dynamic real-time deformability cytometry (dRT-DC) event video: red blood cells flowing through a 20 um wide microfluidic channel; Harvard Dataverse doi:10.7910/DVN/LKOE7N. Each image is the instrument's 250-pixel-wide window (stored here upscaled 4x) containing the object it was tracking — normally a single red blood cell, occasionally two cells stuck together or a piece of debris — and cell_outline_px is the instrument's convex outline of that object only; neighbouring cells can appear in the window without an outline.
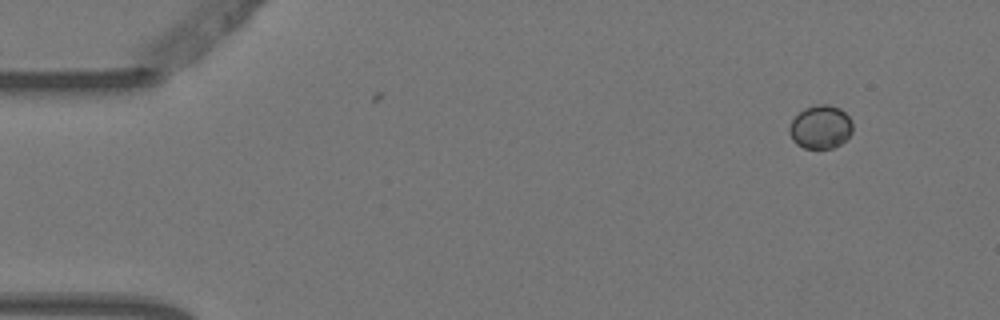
{"species": "Egyptian fruit bat (a non-hibernating species)", "species_latin": "Rousettus aegyptiacus", "temperature_condition": "warm", "stored_images_in_passage": 4, "camera_frame_rate_fps": 3000, "um_per_image_px": 0.085, "animal": {"sex": "female"}, "frame": {"image": 1, "passage_image": 1, "time_ms": 0.0, "image_size_px": [1000, 320], "cell_outline_px": [[852, 132], [840, 144], [832, 148], [804, 148], [796, 144], [792, 140], [788, 128], [792, 120], [804, 108], [816, 104], [828, 104], [840, 108], [852, 120]], "centroid_in_image_um": [69.74, 10.79], "position_along_channel_um": 15.3, "area_um2": 16.01}}
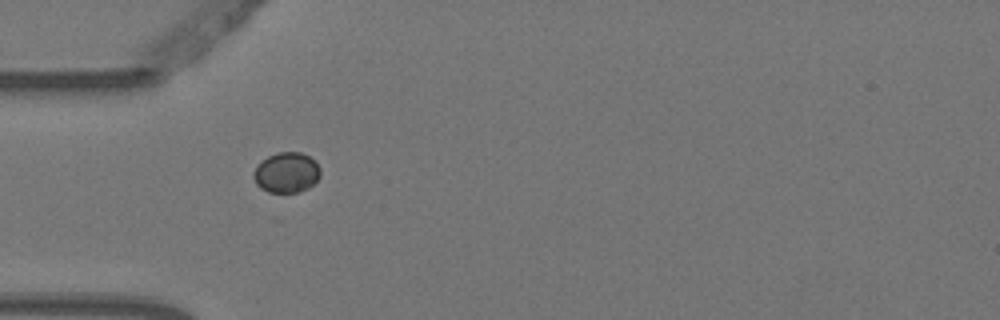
{"frame": {"image": 2, "passage_image": 4, "time_ms": 1.0, "image_size_px": [1000, 320], "cell_outline_px": [[320, 176], [308, 188], [300, 192], [268, 192], [260, 188], [256, 184], [252, 176], [252, 172], [268, 156], [276, 152], [300, 152], [308, 156], [320, 168]], "centroid_in_image_um": [24.33, 14.68], "position_along_channel_um": 60.7, "area_um2": 15.55}}